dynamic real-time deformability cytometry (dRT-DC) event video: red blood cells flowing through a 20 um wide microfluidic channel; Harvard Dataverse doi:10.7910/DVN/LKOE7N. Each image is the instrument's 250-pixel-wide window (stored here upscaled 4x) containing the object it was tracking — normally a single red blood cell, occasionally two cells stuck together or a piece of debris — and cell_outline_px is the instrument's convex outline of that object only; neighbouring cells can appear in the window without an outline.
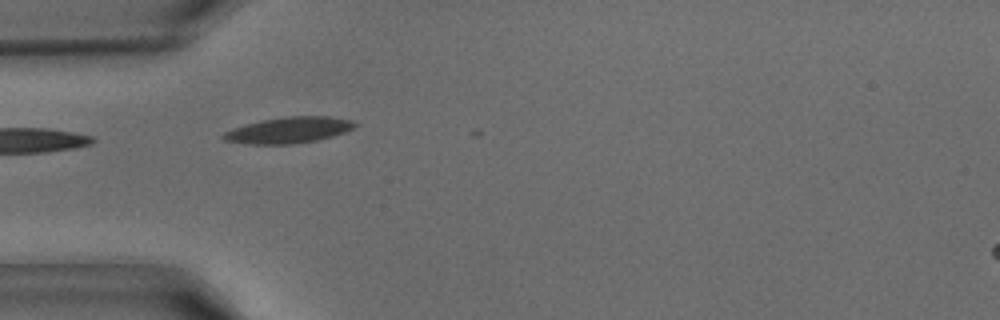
{"species": "common noctule bat (a hibernating species)", "species_latin": "Nyctalus noctula", "temperature_condition": "warm", "stored_images_in_passage": 3, "camera_frame_rate_fps": 3000, "um_per_image_px": 0.085, "animal": {"sex": "male", "body_mass_g": 15.6}, "frame": {"image": 1, "passage_image": 1, "time_ms": 0.0, "image_size_px": [1000, 320], "cell_outline_px": [[356, 124], [352, 128], [344, 132], [332, 136], [316, 140], [292, 144], [248, 144], [224, 140], [220, 136], [224, 132], [232, 128], [260, 120], [288, 116], [328, 116], [352, 120]], "centroid_in_image_um": [24.49, 11.05], "position_along_channel_um": 60.5, "area_um2": 19.88}}